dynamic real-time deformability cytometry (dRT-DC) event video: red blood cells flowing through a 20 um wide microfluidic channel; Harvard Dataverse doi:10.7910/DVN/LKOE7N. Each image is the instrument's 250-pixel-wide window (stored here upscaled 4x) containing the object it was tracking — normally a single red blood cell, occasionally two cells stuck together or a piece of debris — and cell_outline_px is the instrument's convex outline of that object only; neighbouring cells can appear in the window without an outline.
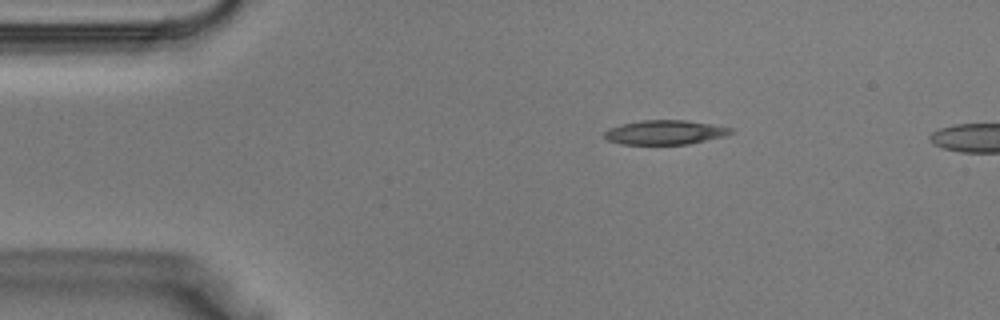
{"species": "Egyptian fruit bat (a non-hibernating species)", "species_latin": "Rousettus aegyptiacus", "temperature_condition": "warm", "stored_images_in_passage": 32, "camera_frame_rate_fps": 3000, "um_per_image_px": 0.085, "animal": {"sex": "male"}, "frame": {"image": 1, "passage_image": 1, "time_ms": 0.0, "image_size_px": [1000, 320], "cell_outline_px": [[732, 132], [724, 136], [688, 144], [620, 144], [608, 140], [604, 136], [604, 132], [608, 128], [620, 124], [640, 120], [684, 120], [712, 124], [732, 128]], "centroid_in_image_um": [56.48, 11.24], "position_along_channel_um": 28.5, "area_um2": 17.86}}
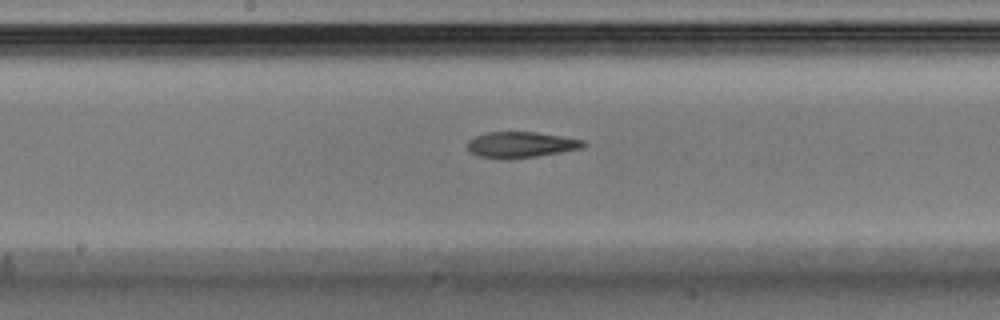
{"frame": {"image": 2, "passage_image": 14, "time_ms": 4.333, "image_size_px": [1000, 320], "cell_outline_px": [[588, 144], [580, 148], [560, 152], [536, 156], [508, 160], [504, 160], [480, 156], [472, 152], [468, 148], [468, 140], [476, 136], [488, 132], [536, 132], [584, 140]], "centroid_in_image_um": [44.27, 12.31], "position_along_channel_um": 203.9, "area_um2": 17.4}}
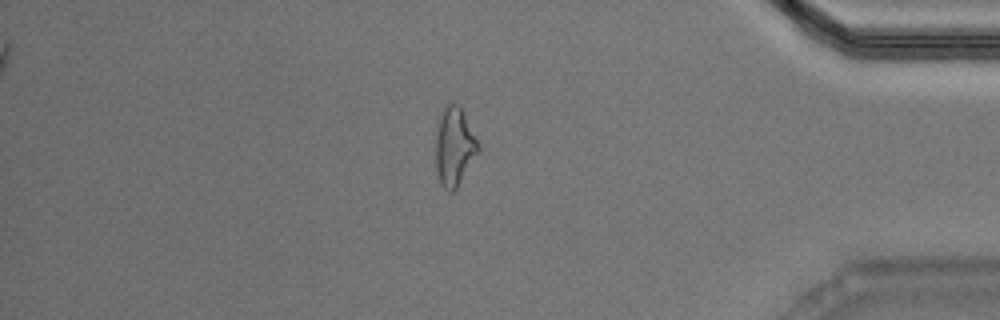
{"frame": {"image": 3, "passage_image": 27, "time_ms": 8.667, "image_size_px": [1000, 320], "cell_outline_px": [[480, 152], [456, 188], [452, 192], [448, 192], [440, 184], [436, 172], [436, 128], [440, 116], [444, 108], [448, 104], [460, 104], [476, 136], [480, 148]], "centroid_in_image_um": [38.63, 12.47], "position_along_channel_um": 396.6, "area_um2": 19.71}}